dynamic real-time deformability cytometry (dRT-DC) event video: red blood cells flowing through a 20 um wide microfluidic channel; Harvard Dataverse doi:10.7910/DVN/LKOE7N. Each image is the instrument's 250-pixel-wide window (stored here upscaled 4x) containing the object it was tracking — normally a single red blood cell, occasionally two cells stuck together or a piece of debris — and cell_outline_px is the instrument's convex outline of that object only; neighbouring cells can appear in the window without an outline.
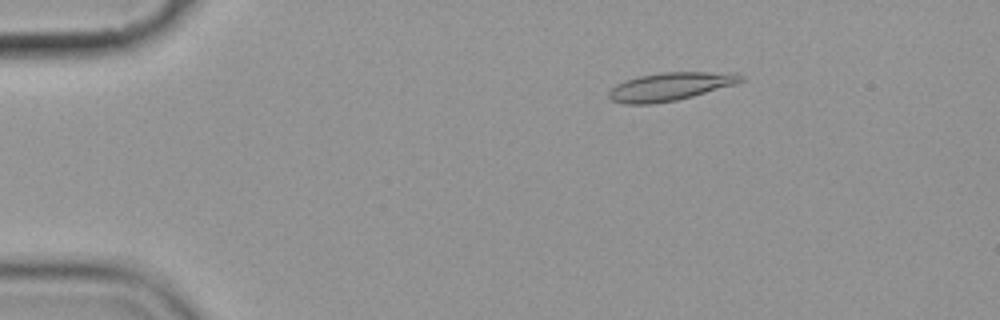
{"species": "common noctule bat (a hibernating species)", "species_latin": "Nyctalus noctula", "temperature_condition": "cold", "stored_images_in_passage": 6, "camera_frame_rate_fps": 3000, "um_per_image_px": 0.085, "animal": {"sex": "female", "body_mass_g": 19.9}, "frame": {"image": 1, "passage_image": 3, "time_ms": 3.0, "image_size_px": [1000, 320], "cell_outline_px": [[744, 80], [736, 84], [692, 96], [676, 100], [652, 104], [624, 104], [612, 100], [608, 96], [608, 92], [616, 84], [624, 80], [640, 76], [660, 72], [740, 72], [744, 76]], "centroid_in_image_um": [57.0, 7.34], "position_along_channel_um": 28.0, "area_um2": 21.79}}
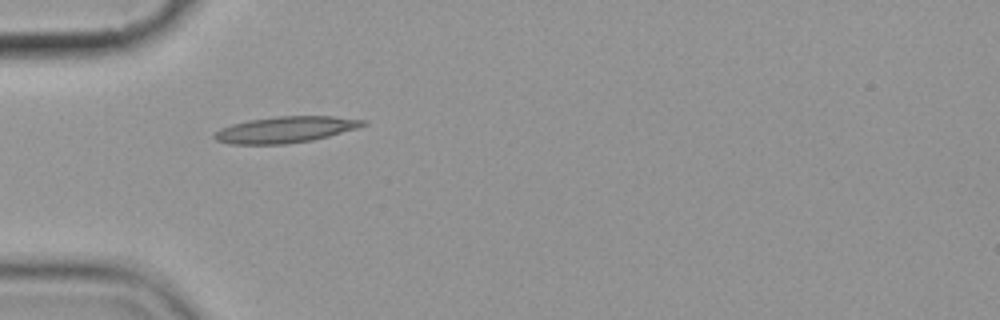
{"frame": {"image": 2, "passage_image": 5, "time_ms": 5.667, "image_size_px": [1000, 320], "cell_outline_px": [[368, 124], [356, 128], [328, 136], [312, 140], [284, 144], [232, 144], [216, 140], [212, 136], [220, 128], [232, 124], [248, 120], [276, 116], [332, 116], [368, 120]], "centroid_in_image_um": [24.27, 11.01], "position_along_channel_um": 60.7, "area_um2": 22.66}}
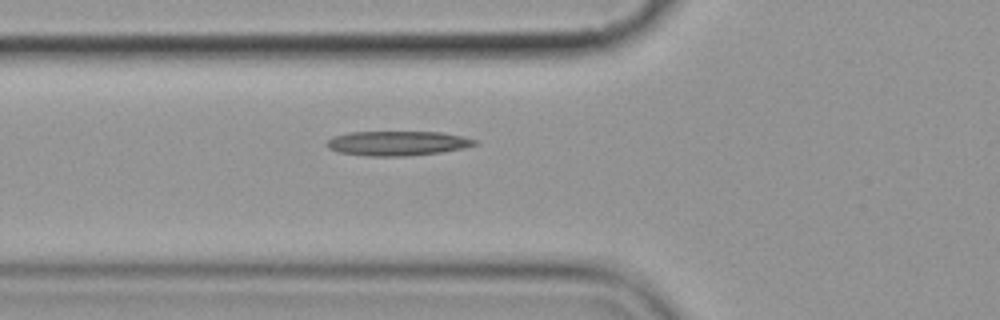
{"frame": {"image": 3, "passage_image": 6, "time_ms": 6.667, "image_size_px": [1000, 320], "cell_outline_px": [[480, 144], [464, 148], [440, 152], [404, 156], [368, 156], [340, 152], [328, 148], [324, 144], [332, 136], [348, 132], [440, 132], [460, 136], [476, 140]], "centroid_in_image_um": [33.76, 12.17], "position_along_channel_um": 92.0, "area_um2": 21.15}}